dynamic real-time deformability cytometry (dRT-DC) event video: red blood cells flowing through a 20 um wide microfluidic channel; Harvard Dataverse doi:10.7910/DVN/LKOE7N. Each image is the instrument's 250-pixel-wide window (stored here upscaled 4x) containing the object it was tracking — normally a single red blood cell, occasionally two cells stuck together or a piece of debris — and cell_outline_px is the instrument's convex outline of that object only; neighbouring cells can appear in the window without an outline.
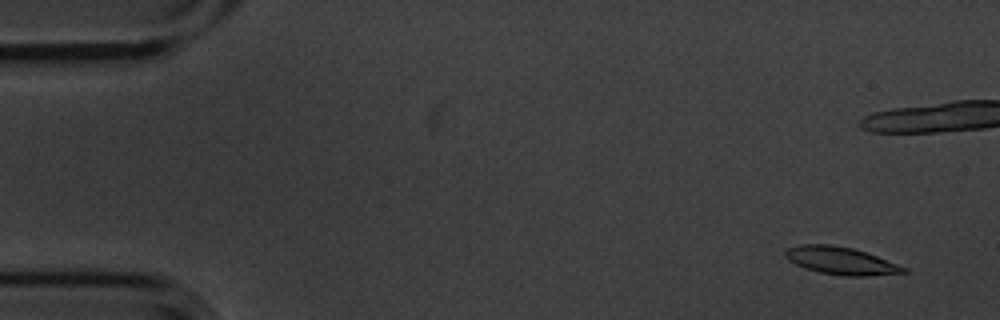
{"species": "common noctule bat (a hibernating species)", "species_latin": "Nyctalus noctula", "temperature_condition": "cold", "stored_images_in_passage": 8, "camera_frame_rate_fps": 3000, "um_per_image_px": 0.085, "animal": {"sex": "male", "body_mass_g": 20.1, "forearm_length_mm": 53.5}, "frame": {"image": 1, "passage_image": 1, "time_ms": 0.0, "image_size_px": [1000, 320], "cell_outline_px": [[908, 272], [868, 276], [840, 276], [820, 272], [804, 268], [788, 260], [784, 256], [784, 252], [788, 248], [800, 244], [832, 244], [852, 248], [876, 256], [908, 268]], "centroid_in_image_um": [71.45, 22.16], "position_along_channel_um": 13.6, "area_um2": 19.02}}